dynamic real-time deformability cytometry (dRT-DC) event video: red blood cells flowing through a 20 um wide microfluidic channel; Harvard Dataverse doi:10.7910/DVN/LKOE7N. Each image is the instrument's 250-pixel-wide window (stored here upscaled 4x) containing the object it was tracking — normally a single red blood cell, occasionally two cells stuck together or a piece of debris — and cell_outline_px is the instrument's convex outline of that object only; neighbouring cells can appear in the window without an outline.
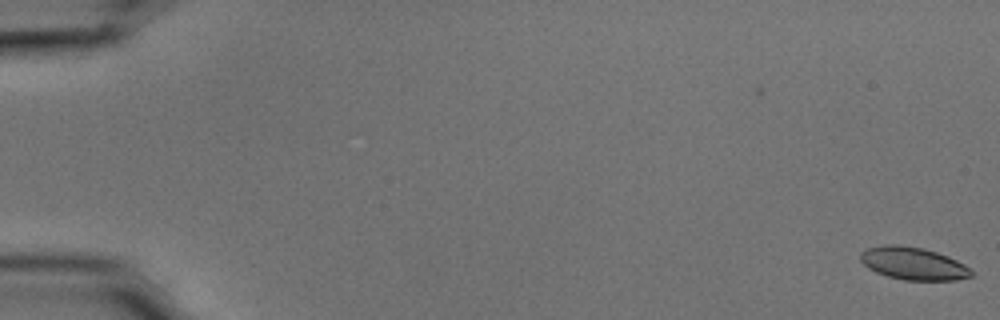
{"species": "common noctule bat (a hibernating species)", "species_latin": "Nyctalus noctula", "temperature_condition": "cold", "stored_images_in_passage": 3, "camera_frame_rate_fps": 3000, "um_per_image_px": 0.085, "animal": {"sex": "male", "body_mass_g": 15.6}, "frame": {"image": 1, "passage_image": 3, "time_ms": 0.667, "image_size_px": [1000, 320], "cell_outline_px": [[972, 276], [956, 280], [904, 280], [888, 276], [876, 272], [868, 268], [860, 260], [860, 252], [868, 248], [888, 244], [896, 244], [924, 248], [948, 256], [972, 268]], "centroid_in_image_um": [77.64, 22.39], "position_along_channel_um": 7.4, "area_um2": 21.1}}